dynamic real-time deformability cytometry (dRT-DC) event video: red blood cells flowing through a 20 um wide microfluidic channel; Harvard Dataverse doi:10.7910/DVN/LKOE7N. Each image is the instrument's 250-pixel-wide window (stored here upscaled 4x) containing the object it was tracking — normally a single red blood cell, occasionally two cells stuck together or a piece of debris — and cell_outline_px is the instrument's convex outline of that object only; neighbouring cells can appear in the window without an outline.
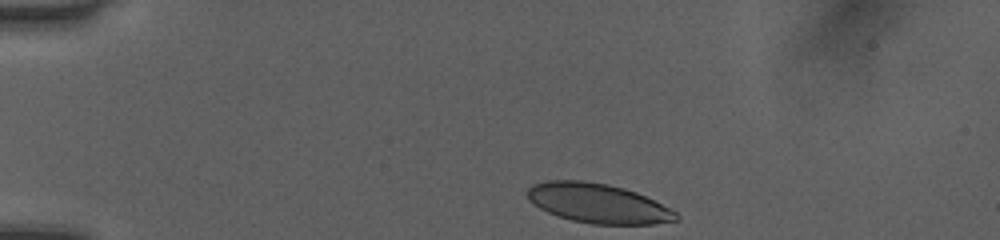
{"species": "human", "species_latin": "Homo sapiens", "temperature_condition": "room temperature", "stored_images_in_passage": 36, "camera_frame_rate_fps": 3000, "um_per_image_px": 0.085, "donor": {"sex": "female"}, "frame": {"image": 1, "passage_image": 1, "time_ms": 0.0, "image_size_px": [1000, 240], "cell_outline_px": [[680, 220], [652, 224], [592, 224], [572, 220], [556, 216], [532, 204], [528, 200], [528, 188], [532, 184], [548, 180], [580, 180], [608, 184], [624, 188], [636, 192], [672, 208], [680, 216]], "centroid_in_image_um": [50.84, 17.28], "position_along_channel_um": 34.2, "area_um2": 34.45}}
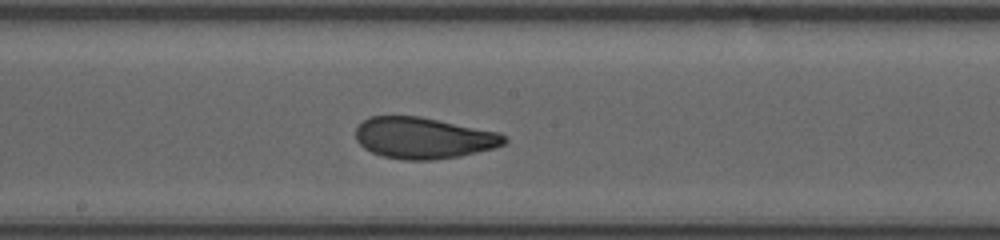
{"frame": {"image": 2, "passage_image": 19, "time_ms": 6.0, "image_size_px": [1000, 240], "cell_outline_px": [[508, 140], [504, 144], [492, 148], [460, 156], [432, 160], [404, 160], [380, 156], [364, 148], [356, 140], [356, 128], [368, 116], [420, 116], [500, 132]], "centroid_in_image_um": [35.98, 11.73], "position_along_channel_um": 212.2, "area_um2": 35.84}}
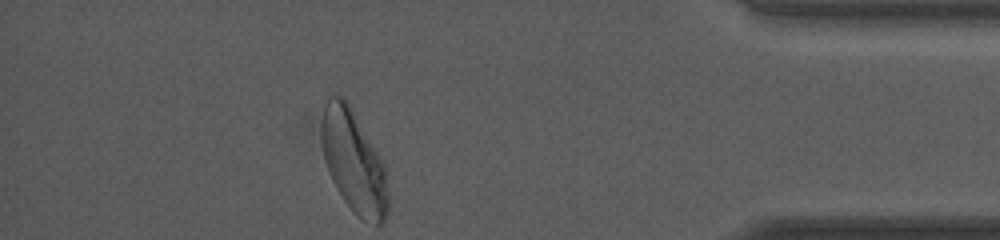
{"frame": {"image": 3, "passage_image": 36, "time_ms": 11.667, "image_size_px": [1000, 240], "cell_outline_px": [[388, 212], [384, 224], [376, 224], [360, 220], [352, 212], [336, 188], [332, 180], [324, 160], [320, 140], [320, 128], [324, 92], [336, 92], [344, 96], [348, 100], [380, 156], [384, 164], [388, 196]], "centroid_in_image_um": [30.01, 13.63], "position_along_channel_um": 405.2, "area_um2": 41.15}, "authors_computed_cell_mechanics": {"area_um2": 36.1828, "velocity_mm_per_s": 4.0513, "shape_relaxation_time_tau1_ms": 4.2526, "shape_relaxation_time_tau2_ms": 0.9722, "deformation_change_tau1": 0.1436, "deformation_change_tau2": 0.069}}